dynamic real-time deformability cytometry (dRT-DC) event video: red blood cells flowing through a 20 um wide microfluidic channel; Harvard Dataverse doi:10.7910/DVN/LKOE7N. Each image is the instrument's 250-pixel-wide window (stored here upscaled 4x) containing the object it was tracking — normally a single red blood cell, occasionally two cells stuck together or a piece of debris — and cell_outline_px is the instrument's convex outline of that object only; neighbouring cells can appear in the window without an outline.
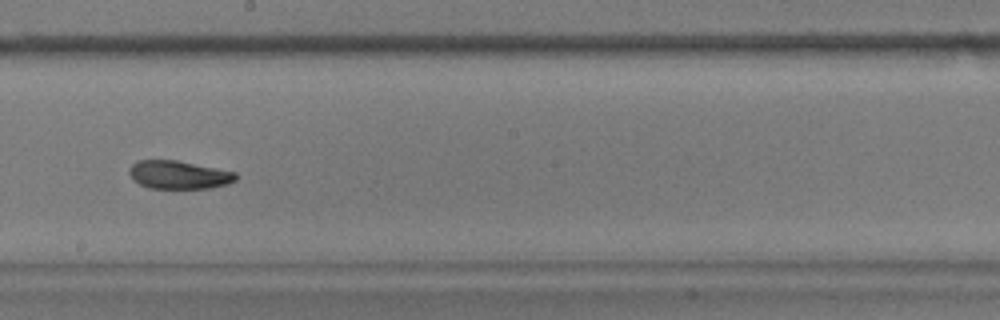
{"species": "common noctule bat (a hibernating species)", "species_latin": "Nyctalus noctula", "temperature_condition": "warm", "stored_images_in_passage": 35, "camera_frame_rate_fps": 3000, "um_per_image_px": 0.085, "animal": {"sex": "male", "body_mass_g": 17.9}, "frame": {"image": 1, "passage_image": 16, "time_ms": 5.0, "image_size_px": [1000, 320], "cell_outline_px": [[236, 180], [228, 184], [208, 188], [148, 188], [132, 180], [128, 172], [128, 168], [136, 160], [176, 160], [236, 172]], "centroid_in_image_um": [15.15, 14.85], "position_along_channel_um": 233.1, "area_um2": 17.57}, "authors_computed_cell_mechanics": {"area_um2": 17.8602, "velocity_mm_per_s": 3.5918, "shape_relaxation_time_tau1_ms": 4.9644, "shape_relaxation_time_tau2_ms": 3.2455, "deformation_change_tau1": 0.143, "deformation_change_tau2": 0.0916}}